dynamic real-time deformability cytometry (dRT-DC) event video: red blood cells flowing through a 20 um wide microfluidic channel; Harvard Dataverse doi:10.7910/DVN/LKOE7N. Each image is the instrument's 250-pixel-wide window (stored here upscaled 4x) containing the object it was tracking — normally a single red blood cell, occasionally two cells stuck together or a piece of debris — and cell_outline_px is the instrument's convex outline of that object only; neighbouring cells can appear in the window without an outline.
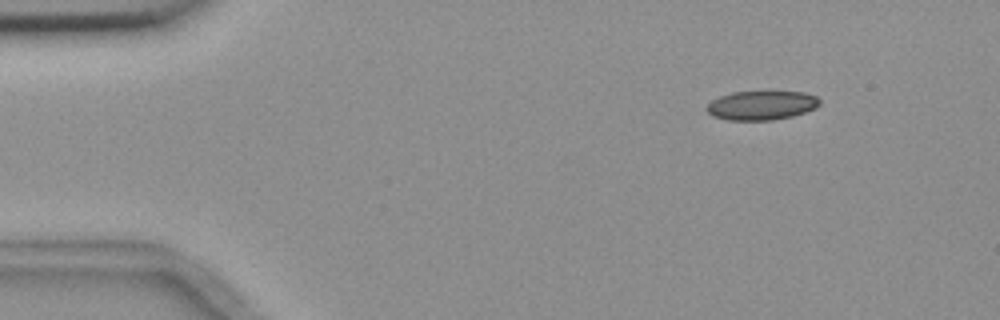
{"species": "common noctule bat (a hibernating species)", "species_latin": "Nyctalus noctula", "temperature_condition": "room temperature", "stored_images_in_passage": 7, "camera_frame_rate_fps": 3000, "um_per_image_px": 0.085, "animal": {"sex": "female", "body_mass_g": 18.4}, "frame": {"image": 1, "passage_image": 2, "time_ms": 1.333, "image_size_px": [1000, 320], "cell_outline_px": [[820, 104], [816, 108], [792, 116], [772, 120], [728, 120], [712, 116], [704, 108], [712, 100], [720, 96], [732, 92], [804, 92], [816, 96], [820, 100]], "centroid_in_image_um": [64.71, 8.96], "position_along_channel_um": 20.3, "area_um2": 19.13}}
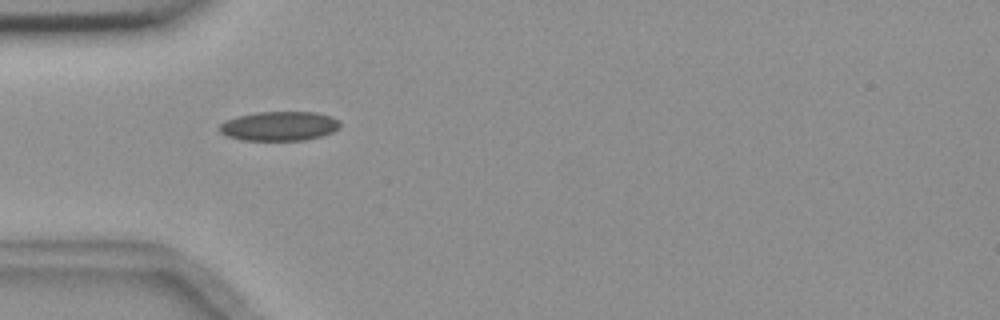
{"frame": {"image": 2, "passage_image": 5, "time_ms": 4.667, "image_size_px": [1000, 320], "cell_outline_px": [[340, 128], [332, 132], [320, 136], [304, 140], [240, 140], [228, 136], [220, 132], [216, 128], [224, 120], [236, 116], [256, 112], [316, 112], [340, 120]], "centroid_in_image_um": [23.69, 10.71], "position_along_channel_um": 61.3, "area_um2": 20.75}}
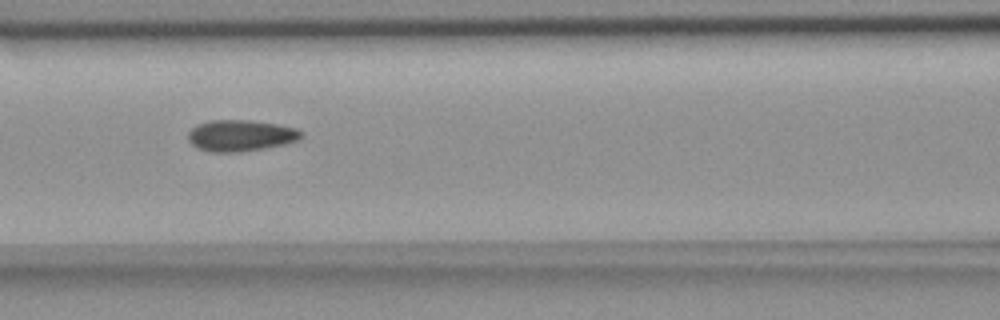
{"frame": {"image": 3, "passage_image": 7, "time_ms": 7.0, "image_size_px": [1000, 320], "cell_outline_px": [[300, 140], [284, 144], [264, 148], [240, 152], [208, 152], [196, 148], [188, 140], [188, 132], [196, 124], [212, 120], [248, 120], [276, 124], [296, 128], [300, 132]], "centroid_in_image_um": [20.4, 11.53], "position_along_channel_um": 146.2, "area_um2": 20.63}}